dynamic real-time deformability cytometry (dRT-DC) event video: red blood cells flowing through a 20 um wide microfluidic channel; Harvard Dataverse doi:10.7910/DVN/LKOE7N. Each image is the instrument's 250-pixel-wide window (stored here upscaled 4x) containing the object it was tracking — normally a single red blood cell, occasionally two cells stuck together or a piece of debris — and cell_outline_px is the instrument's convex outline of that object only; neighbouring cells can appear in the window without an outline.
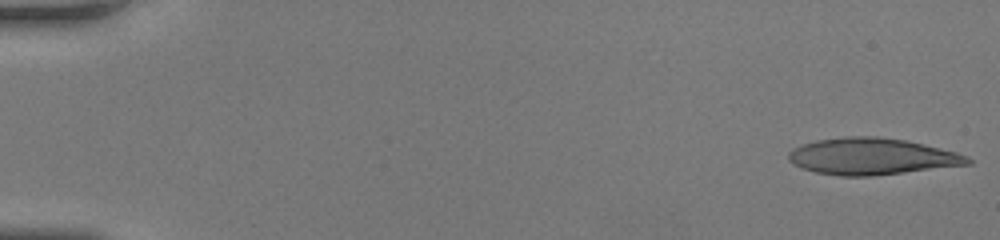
{"species": "human", "species_latin": "Homo sapiens", "temperature_condition": "room temperature", "stored_images_in_passage": 54, "camera_frame_rate_fps": 3000, "um_per_image_px": 0.085, "donor": {"sex": "female"}, "frame": {"image": 1, "passage_image": 1, "time_ms": 0.0, "image_size_px": [1000, 240], "cell_outline_px": [[972, 164], [872, 176], [840, 176], [816, 172], [800, 168], [788, 160], [788, 152], [792, 148], [800, 144], [816, 140], [844, 136], [880, 136], [908, 140], [956, 152], [968, 156], [972, 160]], "centroid_in_image_um": [74.08, 13.29], "position_along_channel_um": 10.9, "area_um2": 38.61}}
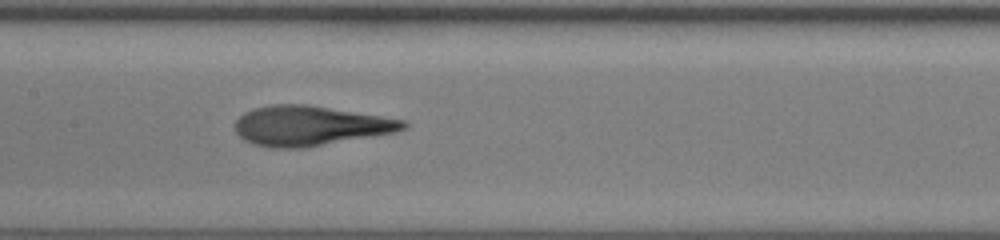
{"frame": {"image": 2, "passage_image": 30, "time_ms": 9.667, "image_size_px": [1000, 240], "cell_outline_px": [[408, 128], [396, 132], [304, 148], [272, 148], [252, 144], [244, 140], [236, 132], [236, 120], [244, 112], [252, 108], [272, 104], [308, 104], [404, 120], [408, 124]], "centroid_in_image_um": [26.34, 10.69], "position_along_channel_um": 181.1, "area_um2": 39.07}}
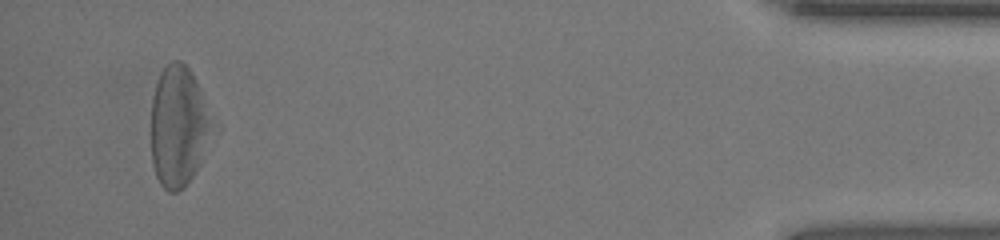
{"frame": {"image": 3, "passage_image": 52, "time_ms": 17.0, "image_size_px": [1000, 240], "cell_outline_px": [[212, 128], [200, 164], [184, 188], [176, 192], [168, 192], [160, 184], [156, 176], [152, 164], [152, 96], [160, 72], [172, 60], [180, 60], [192, 72], [200, 92]], "centroid_in_image_um": [15.12, 10.77], "position_along_channel_um": 420.1, "area_um2": 42.02}}